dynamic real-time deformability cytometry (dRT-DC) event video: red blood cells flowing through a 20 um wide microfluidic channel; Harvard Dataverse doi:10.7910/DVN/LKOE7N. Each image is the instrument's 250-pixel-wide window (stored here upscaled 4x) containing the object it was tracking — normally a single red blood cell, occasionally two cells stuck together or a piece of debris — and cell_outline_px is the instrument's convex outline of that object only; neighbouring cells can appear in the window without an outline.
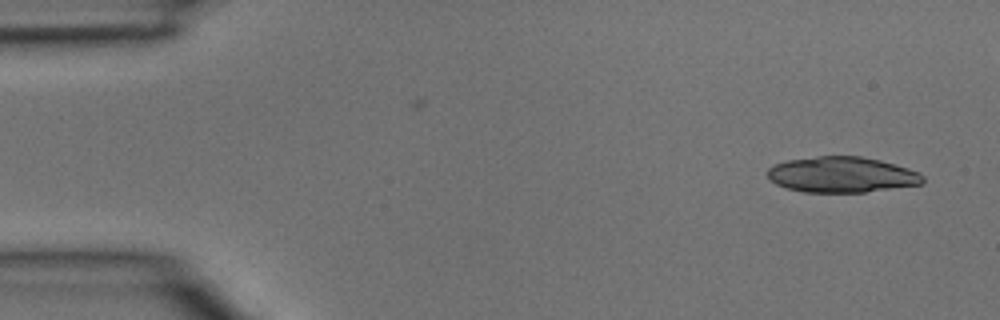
{"species": "common noctule bat (a hibernating species)", "species_latin": "Nyctalus noctula", "temperature_condition": "room temperature", "stored_images_in_passage": 2, "camera_frame_rate_fps": 3000, "um_per_image_px": 0.085, "animal": {"sex": "male", "body_mass_g": 15.6}, "frame": {"image": 1, "passage_image": 2, "time_ms": 0.333, "image_size_px": [1000, 320], "cell_outline_px": [[924, 184], [864, 192], [804, 192], [788, 188], [776, 184], [768, 176], [768, 168], [776, 164], [788, 160], [820, 156], [860, 156], [880, 160], [908, 168], [920, 172], [924, 176]], "centroid_in_image_um": [71.6, 14.85], "position_along_channel_um": 13.4, "area_um2": 32.19}}